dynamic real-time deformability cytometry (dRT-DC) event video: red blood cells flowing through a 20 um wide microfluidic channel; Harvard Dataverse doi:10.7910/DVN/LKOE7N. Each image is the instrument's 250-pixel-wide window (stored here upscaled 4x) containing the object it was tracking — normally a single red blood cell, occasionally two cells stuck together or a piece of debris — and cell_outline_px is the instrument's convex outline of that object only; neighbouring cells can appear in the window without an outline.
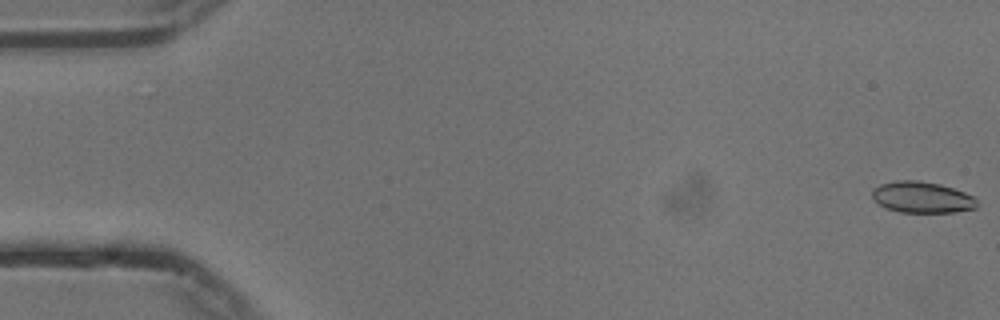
{"species": "common noctule bat (a hibernating species)", "species_latin": "Nyctalus noctula", "temperature_condition": "cold", "stored_images_in_passage": 55, "camera_frame_rate_fps": 3000, "um_per_image_px": 0.085, "animal": {"sex": "male", "body_mass_g": 13.3}, "frame": {"image": 1, "passage_image": 1, "time_ms": 0.0, "image_size_px": [1000, 320], "cell_outline_px": [[976, 208], [952, 212], [900, 212], [884, 208], [872, 196], [872, 192], [880, 184], [896, 180], [916, 180], [940, 184], [964, 192], [972, 196], [976, 200]], "centroid_in_image_um": [78.35, 16.77], "position_along_channel_um": 6.6, "area_um2": 18.84}}
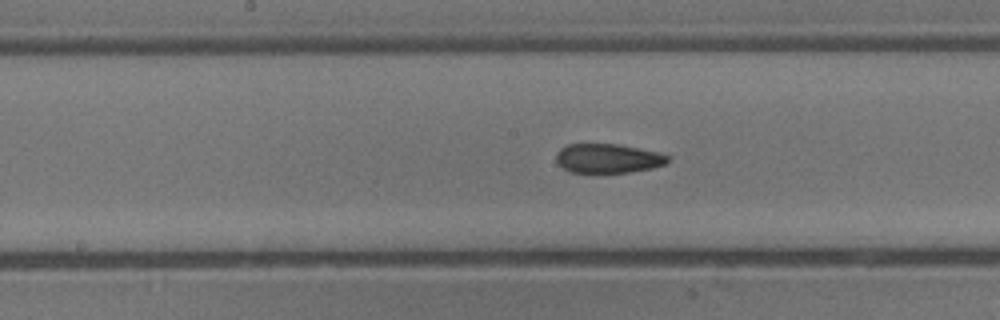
{"frame": {"image": 2, "passage_image": 28, "time_ms": 9.0, "image_size_px": [1000, 320], "cell_outline_px": [[668, 164], [652, 168], [628, 172], [568, 172], [556, 160], [556, 152], [560, 148], [568, 144], [616, 144], [656, 152], [668, 156]], "centroid_in_image_um": [51.65, 13.46], "position_along_channel_um": 196.6, "area_um2": 18.79}}
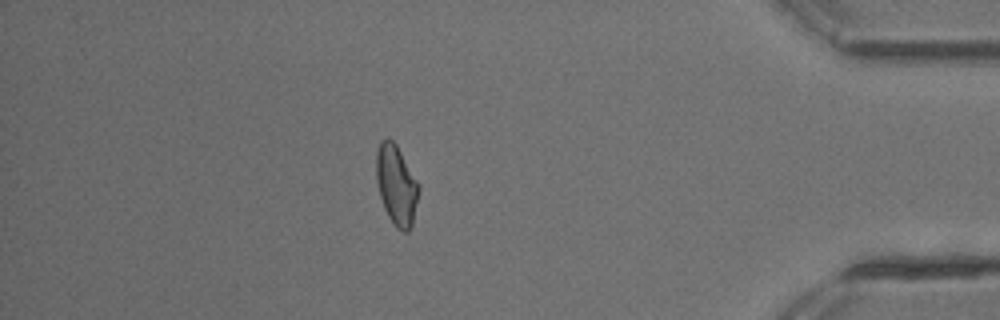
{"frame": {"image": 3, "passage_image": 48, "time_ms": 15.667, "image_size_px": [1000, 320], "cell_outline_px": [[420, 188], [412, 224], [408, 232], [404, 232], [396, 228], [388, 216], [384, 208], [380, 196], [376, 180], [376, 152], [380, 140], [388, 136], [396, 144], [420, 184]], "centroid_in_image_um": [33.69, 15.7], "position_along_channel_um": 401.5, "area_um2": 20.0}, "authors_computed_cell_mechanics": {"area_um2": 19.5942, "velocity_mm_per_s": 3.7436, "shape_relaxation_time_tau1_ms": 10.9859, "shape_relaxation_time_tau2_ms": 2.8118, "deformation_change_tau1": 0.2034, "deformation_change_tau2": 0.0869}}